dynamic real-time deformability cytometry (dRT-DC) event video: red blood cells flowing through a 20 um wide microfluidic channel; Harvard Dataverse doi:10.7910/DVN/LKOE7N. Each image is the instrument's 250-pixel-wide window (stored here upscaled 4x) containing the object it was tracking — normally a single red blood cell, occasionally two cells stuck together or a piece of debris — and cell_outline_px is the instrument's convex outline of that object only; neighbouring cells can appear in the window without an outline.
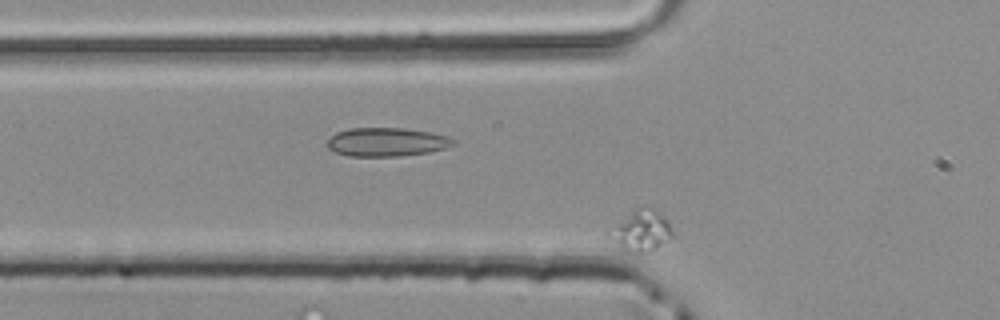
{"species": "common noctule bat (a hibernating species)", "species_latin": "Nyctalus noctula", "temperature_condition": "room temperature", "stored_images_in_passage": 28, "camera_frame_rate_fps": 3000, "um_per_image_px": 0.085, "animal": {"sex": "male", "body_mass_g": 20.4}, "frame": {"image": 1, "passage_image": 2, "time_ms": 0.333, "image_size_px": [1000, 320], "cell_outline_px": [[672, 236], [656, 248], [648, 252], [624, 252], [608, 240], [604, 236], [604, 232], [636, 208], [652, 208], [664, 216], [672, 232]], "centroid_in_image_um": [54.37, 19.65], "position_along_channel_um": 71.4, "area_um2": 15.2}}